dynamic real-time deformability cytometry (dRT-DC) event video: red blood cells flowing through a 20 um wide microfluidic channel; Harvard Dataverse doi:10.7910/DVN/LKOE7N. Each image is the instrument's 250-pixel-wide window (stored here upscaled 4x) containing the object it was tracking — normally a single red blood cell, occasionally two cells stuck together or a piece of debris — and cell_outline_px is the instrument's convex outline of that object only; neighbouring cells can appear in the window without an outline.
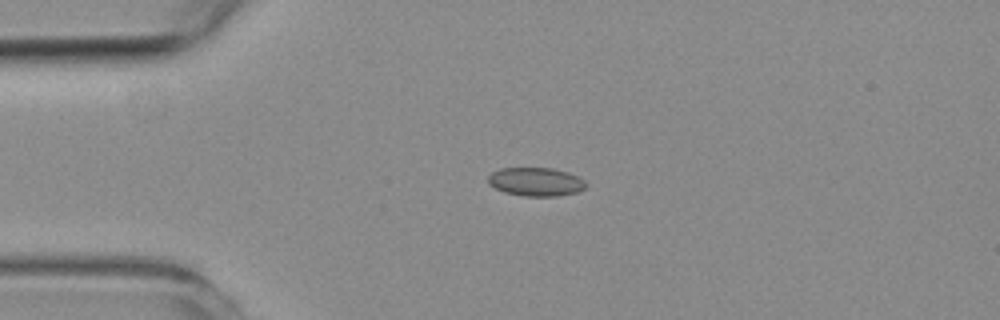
{"species": "common noctule bat (a hibernating species)", "species_latin": "Nyctalus noctula", "temperature_condition": "room temperature", "stored_images_in_passage": 55, "camera_frame_rate_fps": 3000, "um_per_image_px": 0.085, "animal": {"sex": "female", "body_mass_g": 19.3, "forearm_length_mm": 54.1}, "frame": {"image": 1, "passage_image": 13, "time_ms": 4.0, "image_size_px": [1000, 320], "cell_outline_px": [[588, 184], [584, 188], [576, 192], [556, 196], [524, 196], [504, 192], [488, 184], [488, 176], [492, 172], [500, 168], [552, 168], [568, 172], [584, 180]], "centroid_in_image_um": [45.53, 15.45], "position_along_channel_um": 39.5, "area_um2": 16.24}}
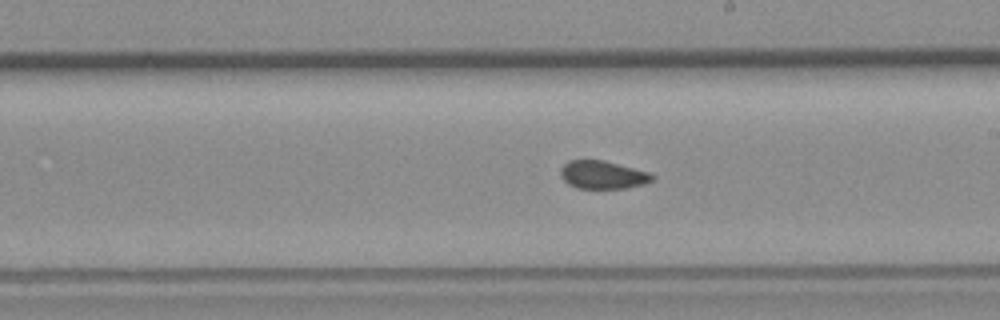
{"frame": {"image": 2, "passage_image": 31, "time_ms": 10.0, "image_size_px": [1000, 320], "cell_outline_px": [[656, 176], [652, 180], [644, 184], [628, 188], [576, 188], [568, 184], [560, 176], [560, 168], [568, 160], [604, 160], [648, 172]], "centroid_in_image_um": [51.21, 14.86], "position_along_channel_um": 237.8, "area_um2": 15.03}}
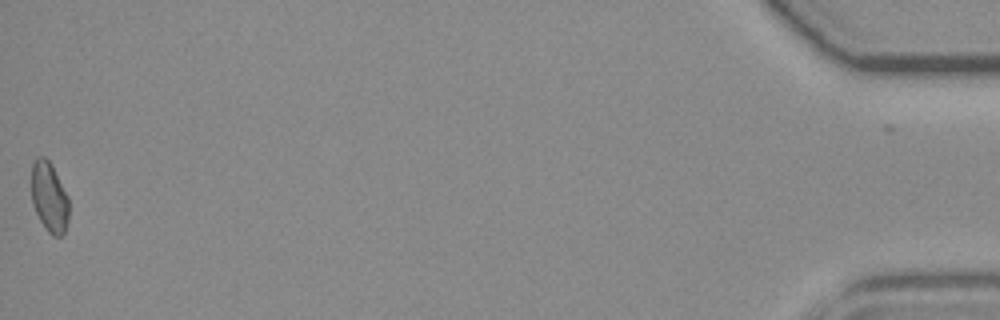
{"frame": {"image": 3, "passage_image": 55, "time_ms": 18.0, "image_size_px": [1000, 320], "cell_outline_px": [[68, 220], [64, 232], [60, 236], [52, 236], [48, 232], [40, 220], [32, 204], [32, 164], [36, 156], [44, 156], [52, 164], [68, 196]], "centroid_in_image_um": [4.18, 16.73], "position_along_channel_um": 431.0, "area_um2": 15.32}, "authors_computed_cell_mechanics": {"area_um2": 15.6638, "velocity_mm_per_s": 3.7389, "shape_relaxation_time_tau1_ms": null, "shape_relaxation_time_tau2_ms": 3.1508, "deformation_change_tau1": null, "deformation_change_tau2": 0.0729}}